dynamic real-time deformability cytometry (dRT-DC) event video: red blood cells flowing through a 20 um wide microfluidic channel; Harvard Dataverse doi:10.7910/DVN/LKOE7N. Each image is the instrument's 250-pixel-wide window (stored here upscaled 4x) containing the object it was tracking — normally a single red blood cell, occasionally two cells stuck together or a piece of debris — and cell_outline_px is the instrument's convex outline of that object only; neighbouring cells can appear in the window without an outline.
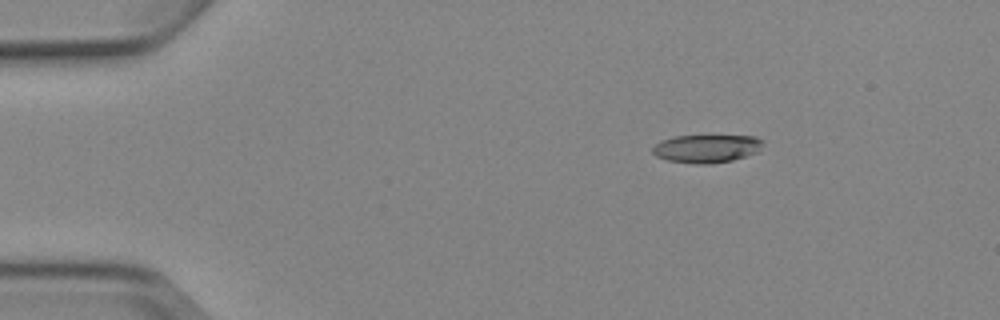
{"species": "Egyptian fruit bat (a non-hibernating species)", "species_latin": "Rousettus aegyptiacus", "temperature_condition": "cold", "stored_images_in_passage": 6, "camera_frame_rate_fps": 3000, "um_per_image_px": 0.085, "animal": {"sex": "female"}, "frame": {"image": 1, "passage_image": 2, "time_ms": 2.333, "image_size_px": [1000, 320], "cell_outline_px": [[764, 144], [756, 152], [732, 160], [708, 164], [696, 164], [668, 160], [656, 156], [652, 152], [652, 148], [660, 140], [676, 136], [756, 136], [764, 140]], "centroid_in_image_um": [60.06, 12.62], "position_along_channel_um": 24.9, "area_um2": 17.98}}
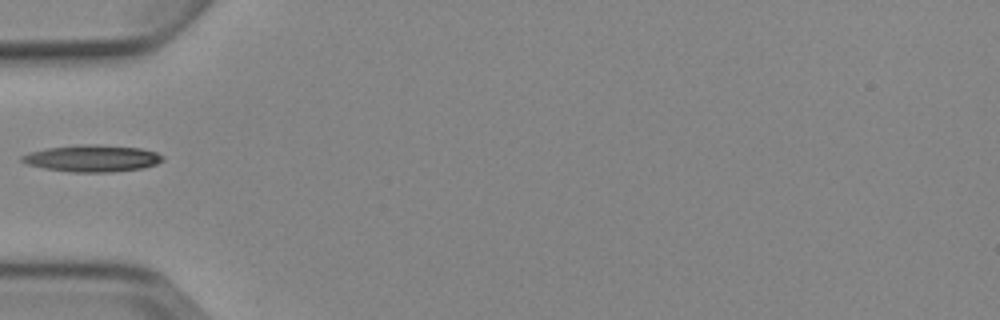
{"frame": {"image": 2, "passage_image": 5, "time_ms": 5.667, "image_size_px": [1000, 320], "cell_outline_px": [[164, 160], [156, 164], [144, 168], [112, 172], [72, 172], [44, 168], [28, 164], [20, 160], [20, 156], [28, 152], [44, 148], [76, 144], [96, 144], [140, 148], [156, 152], [164, 156]], "centroid_in_image_um": [7.83, 13.45], "position_along_channel_um": 77.2, "area_um2": 22.25}}
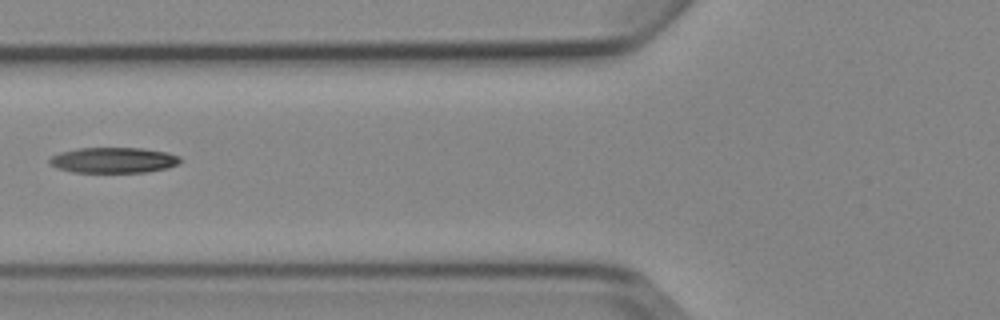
{"frame": {"image": 3, "passage_image": 6, "time_ms": 6.667, "image_size_px": [1000, 320], "cell_outline_px": [[180, 164], [168, 168], [144, 172], [72, 172], [56, 168], [48, 164], [48, 160], [52, 156], [60, 152], [76, 148], [144, 148], [168, 152], [180, 156]], "centroid_in_image_um": [9.64, 13.61], "position_along_channel_um": 116.2, "area_um2": 19.71}}